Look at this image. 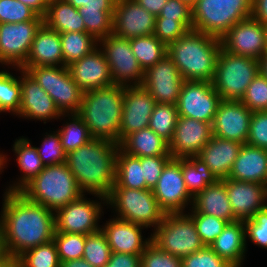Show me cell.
I'll use <instances>...</instances> for the list:
<instances>
[{
    "label": "cell",
    "instance_id": "obj_1",
    "mask_svg": "<svg viewBox=\"0 0 267 267\" xmlns=\"http://www.w3.org/2000/svg\"><path fill=\"white\" fill-rule=\"evenodd\" d=\"M3 201L0 217L4 226L7 252L12 260H16L28 249L54 238L53 210L31 202L21 193L10 192L8 189L3 194Z\"/></svg>",
    "mask_w": 267,
    "mask_h": 267
},
{
    "label": "cell",
    "instance_id": "obj_2",
    "mask_svg": "<svg viewBox=\"0 0 267 267\" xmlns=\"http://www.w3.org/2000/svg\"><path fill=\"white\" fill-rule=\"evenodd\" d=\"M119 143L92 138L66 155V165L83 193L107 198L115 184L116 156Z\"/></svg>",
    "mask_w": 267,
    "mask_h": 267
},
{
    "label": "cell",
    "instance_id": "obj_3",
    "mask_svg": "<svg viewBox=\"0 0 267 267\" xmlns=\"http://www.w3.org/2000/svg\"><path fill=\"white\" fill-rule=\"evenodd\" d=\"M220 49L219 38L191 30L167 46V55L185 81L212 82Z\"/></svg>",
    "mask_w": 267,
    "mask_h": 267
},
{
    "label": "cell",
    "instance_id": "obj_4",
    "mask_svg": "<svg viewBox=\"0 0 267 267\" xmlns=\"http://www.w3.org/2000/svg\"><path fill=\"white\" fill-rule=\"evenodd\" d=\"M124 86L111 85L83 92L77 113L88 126L92 138L119 143Z\"/></svg>",
    "mask_w": 267,
    "mask_h": 267
},
{
    "label": "cell",
    "instance_id": "obj_5",
    "mask_svg": "<svg viewBox=\"0 0 267 267\" xmlns=\"http://www.w3.org/2000/svg\"><path fill=\"white\" fill-rule=\"evenodd\" d=\"M19 193L54 212L83 194L66 163L45 166Z\"/></svg>",
    "mask_w": 267,
    "mask_h": 267
},
{
    "label": "cell",
    "instance_id": "obj_6",
    "mask_svg": "<svg viewBox=\"0 0 267 267\" xmlns=\"http://www.w3.org/2000/svg\"><path fill=\"white\" fill-rule=\"evenodd\" d=\"M251 14L252 0H197L192 7V30L220 39Z\"/></svg>",
    "mask_w": 267,
    "mask_h": 267
},
{
    "label": "cell",
    "instance_id": "obj_7",
    "mask_svg": "<svg viewBox=\"0 0 267 267\" xmlns=\"http://www.w3.org/2000/svg\"><path fill=\"white\" fill-rule=\"evenodd\" d=\"M258 73V59L228 53L221 48L212 85L221 100L240 101Z\"/></svg>",
    "mask_w": 267,
    "mask_h": 267
},
{
    "label": "cell",
    "instance_id": "obj_8",
    "mask_svg": "<svg viewBox=\"0 0 267 267\" xmlns=\"http://www.w3.org/2000/svg\"><path fill=\"white\" fill-rule=\"evenodd\" d=\"M107 206L115 210V217L141 225L145 229H155L165 216L151 189L113 187L107 197Z\"/></svg>",
    "mask_w": 267,
    "mask_h": 267
},
{
    "label": "cell",
    "instance_id": "obj_9",
    "mask_svg": "<svg viewBox=\"0 0 267 267\" xmlns=\"http://www.w3.org/2000/svg\"><path fill=\"white\" fill-rule=\"evenodd\" d=\"M150 237L160 249L180 258L205 246L196 231L193 219L186 212L165 214Z\"/></svg>",
    "mask_w": 267,
    "mask_h": 267
},
{
    "label": "cell",
    "instance_id": "obj_10",
    "mask_svg": "<svg viewBox=\"0 0 267 267\" xmlns=\"http://www.w3.org/2000/svg\"><path fill=\"white\" fill-rule=\"evenodd\" d=\"M26 71L51 96L62 114L79 112L83 91L72 79L67 66H37Z\"/></svg>",
    "mask_w": 267,
    "mask_h": 267
},
{
    "label": "cell",
    "instance_id": "obj_11",
    "mask_svg": "<svg viewBox=\"0 0 267 267\" xmlns=\"http://www.w3.org/2000/svg\"><path fill=\"white\" fill-rule=\"evenodd\" d=\"M91 195L99 198L100 202L96 201L97 199L86 198L83 193L79 198L54 212L56 232L88 235L101 229L98 222L104 213L103 206L107 205V198L97 194Z\"/></svg>",
    "mask_w": 267,
    "mask_h": 267
},
{
    "label": "cell",
    "instance_id": "obj_12",
    "mask_svg": "<svg viewBox=\"0 0 267 267\" xmlns=\"http://www.w3.org/2000/svg\"><path fill=\"white\" fill-rule=\"evenodd\" d=\"M98 46L109 64L113 84L141 86L144 71L132 52L129 39L111 33L98 40Z\"/></svg>",
    "mask_w": 267,
    "mask_h": 267
},
{
    "label": "cell",
    "instance_id": "obj_13",
    "mask_svg": "<svg viewBox=\"0 0 267 267\" xmlns=\"http://www.w3.org/2000/svg\"><path fill=\"white\" fill-rule=\"evenodd\" d=\"M43 17L19 23H0V63L20 68L26 61Z\"/></svg>",
    "mask_w": 267,
    "mask_h": 267
},
{
    "label": "cell",
    "instance_id": "obj_14",
    "mask_svg": "<svg viewBox=\"0 0 267 267\" xmlns=\"http://www.w3.org/2000/svg\"><path fill=\"white\" fill-rule=\"evenodd\" d=\"M221 101L212 82L184 81L176 104L178 116L213 124Z\"/></svg>",
    "mask_w": 267,
    "mask_h": 267
},
{
    "label": "cell",
    "instance_id": "obj_15",
    "mask_svg": "<svg viewBox=\"0 0 267 267\" xmlns=\"http://www.w3.org/2000/svg\"><path fill=\"white\" fill-rule=\"evenodd\" d=\"M152 191L165 214L184 213L187 206L192 205L193 197L186 188L182 173V158H172L166 164Z\"/></svg>",
    "mask_w": 267,
    "mask_h": 267
},
{
    "label": "cell",
    "instance_id": "obj_16",
    "mask_svg": "<svg viewBox=\"0 0 267 267\" xmlns=\"http://www.w3.org/2000/svg\"><path fill=\"white\" fill-rule=\"evenodd\" d=\"M220 40L228 53L259 60L267 52L264 26L252 17L234 24Z\"/></svg>",
    "mask_w": 267,
    "mask_h": 267
},
{
    "label": "cell",
    "instance_id": "obj_17",
    "mask_svg": "<svg viewBox=\"0 0 267 267\" xmlns=\"http://www.w3.org/2000/svg\"><path fill=\"white\" fill-rule=\"evenodd\" d=\"M184 81L174 62L166 55L144 71L141 86L157 103L176 105Z\"/></svg>",
    "mask_w": 267,
    "mask_h": 267
},
{
    "label": "cell",
    "instance_id": "obj_18",
    "mask_svg": "<svg viewBox=\"0 0 267 267\" xmlns=\"http://www.w3.org/2000/svg\"><path fill=\"white\" fill-rule=\"evenodd\" d=\"M156 100L142 86H124L119 144L131 133L147 128Z\"/></svg>",
    "mask_w": 267,
    "mask_h": 267
},
{
    "label": "cell",
    "instance_id": "obj_19",
    "mask_svg": "<svg viewBox=\"0 0 267 267\" xmlns=\"http://www.w3.org/2000/svg\"><path fill=\"white\" fill-rule=\"evenodd\" d=\"M252 111L241 101L222 100L212 124V135L247 143Z\"/></svg>",
    "mask_w": 267,
    "mask_h": 267
},
{
    "label": "cell",
    "instance_id": "obj_20",
    "mask_svg": "<svg viewBox=\"0 0 267 267\" xmlns=\"http://www.w3.org/2000/svg\"><path fill=\"white\" fill-rule=\"evenodd\" d=\"M212 137V124L178 116L175 131L168 143L174 159L197 156Z\"/></svg>",
    "mask_w": 267,
    "mask_h": 267
},
{
    "label": "cell",
    "instance_id": "obj_21",
    "mask_svg": "<svg viewBox=\"0 0 267 267\" xmlns=\"http://www.w3.org/2000/svg\"><path fill=\"white\" fill-rule=\"evenodd\" d=\"M20 71L21 104L16 116L26 119L43 121L60 119L62 113L55 105L51 96L38 84L37 81L25 70Z\"/></svg>",
    "mask_w": 267,
    "mask_h": 267
},
{
    "label": "cell",
    "instance_id": "obj_22",
    "mask_svg": "<svg viewBox=\"0 0 267 267\" xmlns=\"http://www.w3.org/2000/svg\"><path fill=\"white\" fill-rule=\"evenodd\" d=\"M112 33L127 39L154 34L156 17L135 0H116Z\"/></svg>",
    "mask_w": 267,
    "mask_h": 267
},
{
    "label": "cell",
    "instance_id": "obj_23",
    "mask_svg": "<svg viewBox=\"0 0 267 267\" xmlns=\"http://www.w3.org/2000/svg\"><path fill=\"white\" fill-rule=\"evenodd\" d=\"M226 191L234 216L238 220L251 219L267 207V186L254 182L224 179Z\"/></svg>",
    "mask_w": 267,
    "mask_h": 267
},
{
    "label": "cell",
    "instance_id": "obj_24",
    "mask_svg": "<svg viewBox=\"0 0 267 267\" xmlns=\"http://www.w3.org/2000/svg\"><path fill=\"white\" fill-rule=\"evenodd\" d=\"M67 68L83 92L114 85L109 64L99 47L85 57L70 63Z\"/></svg>",
    "mask_w": 267,
    "mask_h": 267
},
{
    "label": "cell",
    "instance_id": "obj_25",
    "mask_svg": "<svg viewBox=\"0 0 267 267\" xmlns=\"http://www.w3.org/2000/svg\"><path fill=\"white\" fill-rule=\"evenodd\" d=\"M101 226L111 252L141 255L151 237L143 238V226L114 217Z\"/></svg>",
    "mask_w": 267,
    "mask_h": 267
},
{
    "label": "cell",
    "instance_id": "obj_26",
    "mask_svg": "<svg viewBox=\"0 0 267 267\" xmlns=\"http://www.w3.org/2000/svg\"><path fill=\"white\" fill-rule=\"evenodd\" d=\"M37 66H65L60 34L44 23L36 32L26 61L20 68L26 71Z\"/></svg>",
    "mask_w": 267,
    "mask_h": 267
},
{
    "label": "cell",
    "instance_id": "obj_27",
    "mask_svg": "<svg viewBox=\"0 0 267 267\" xmlns=\"http://www.w3.org/2000/svg\"><path fill=\"white\" fill-rule=\"evenodd\" d=\"M228 178L267 186V150L243 144Z\"/></svg>",
    "mask_w": 267,
    "mask_h": 267
},
{
    "label": "cell",
    "instance_id": "obj_28",
    "mask_svg": "<svg viewBox=\"0 0 267 267\" xmlns=\"http://www.w3.org/2000/svg\"><path fill=\"white\" fill-rule=\"evenodd\" d=\"M243 144L212 135L197 157L201 159L217 180H224L232 169Z\"/></svg>",
    "mask_w": 267,
    "mask_h": 267
},
{
    "label": "cell",
    "instance_id": "obj_29",
    "mask_svg": "<svg viewBox=\"0 0 267 267\" xmlns=\"http://www.w3.org/2000/svg\"><path fill=\"white\" fill-rule=\"evenodd\" d=\"M220 258L233 267H243L247 251L246 230L243 220L227 223L222 233L209 246Z\"/></svg>",
    "mask_w": 267,
    "mask_h": 267
},
{
    "label": "cell",
    "instance_id": "obj_30",
    "mask_svg": "<svg viewBox=\"0 0 267 267\" xmlns=\"http://www.w3.org/2000/svg\"><path fill=\"white\" fill-rule=\"evenodd\" d=\"M189 208L196 213L218 217L228 223L238 220L232 211L224 180H217L196 194Z\"/></svg>",
    "mask_w": 267,
    "mask_h": 267
},
{
    "label": "cell",
    "instance_id": "obj_31",
    "mask_svg": "<svg viewBox=\"0 0 267 267\" xmlns=\"http://www.w3.org/2000/svg\"><path fill=\"white\" fill-rule=\"evenodd\" d=\"M43 23L60 33L86 32V28L78 11L72 4L64 0H49Z\"/></svg>",
    "mask_w": 267,
    "mask_h": 267
},
{
    "label": "cell",
    "instance_id": "obj_32",
    "mask_svg": "<svg viewBox=\"0 0 267 267\" xmlns=\"http://www.w3.org/2000/svg\"><path fill=\"white\" fill-rule=\"evenodd\" d=\"M119 146L125 153L137 157L171 156L168 142L149 127L129 134Z\"/></svg>",
    "mask_w": 267,
    "mask_h": 267
},
{
    "label": "cell",
    "instance_id": "obj_33",
    "mask_svg": "<svg viewBox=\"0 0 267 267\" xmlns=\"http://www.w3.org/2000/svg\"><path fill=\"white\" fill-rule=\"evenodd\" d=\"M28 138L22 136L16 139L13 144V151L16 155V161L23 175L17 182L7 188L10 192H19L27 183L35 178L45 167L38 151Z\"/></svg>",
    "mask_w": 267,
    "mask_h": 267
},
{
    "label": "cell",
    "instance_id": "obj_34",
    "mask_svg": "<svg viewBox=\"0 0 267 267\" xmlns=\"http://www.w3.org/2000/svg\"><path fill=\"white\" fill-rule=\"evenodd\" d=\"M113 187L146 189L141 157L129 155L119 148L116 156L115 184Z\"/></svg>",
    "mask_w": 267,
    "mask_h": 267
},
{
    "label": "cell",
    "instance_id": "obj_35",
    "mask_svg": "<svg viewBox=\"0 0 267 267\" xmlns=\"http://www.w3.org/2000/svg\"><path fill=\"white\" fill-rule=\"evenodd\" d=\"M182 173L186 188L192 197L217 181L209 167L197 156L182 158Z\"/></svg>",
    "mask_w": 267,
    "mask_h": 267
},
{
    "label": "cell",
    "instance_id": "obj_36",
    "mask_svg": "<svg viewBox=\"0 0 267 267\" xmlns=\"http://www.w3.org/2000/svg\"><path fill=\"white\" fill-rule=\"evenodd\" d=\"M64 65L79 60L98 47V40L86 32L60 33Z\"/></svg>",
    "mask_w": 267,
    "mask_h": 267
},
{
    "label": "cell",
    "instance_id": "obj_37",
    "mask_svg": "<svg viewBox=\"0 0 267 267\" xmlns=\"http://www.w3.org/2000/svg\"><path fill=\"white\" fill-rule=\"evenodd\" d=\"M130 46L143 71L167 55V46L153 34L130 39Z\"/></svg>",
    "mask_w": 267,
    "mask_h": 267
},
{
    "label": "cell",
    "instance_id": "obj_38",
    "mask_svg": "<svg viewBox=\"0 0 267 267\" xmlns=\"http://www.w3.org/2000/svg\"><path fill=\"white\" fill-rule=\"evenodd\" d=\"M62 117L69 118V123H63V127L57 130L66 153L85 145L92 139L88 126L77 113L62 114Z\"/></svg>",
    "mask_w": 267,
    "mask_h": 267
},
{
    "label": "cell",
    "instance_id": "obj_39",
    "mask_svg": "<svg viewBox=\"0 0 267 267\" xmlns=\"http://www.w3.org/2000/svg\"><path fill=\"white\" fill-rule=\"evenodd\" d=\"M20 267H60L57 246L52 239L28 249L15 260Z\"/></svg>",
    "mask_w": 267,
    "mask_h": 267
},
{
    "label": "cell",
    "instance_id": "obj_40",
    "mask_svg": "<svg viewBox=\"0 0 267 267\" xmlns=\"http://www.w3.org/2000/svg\"><path fill=\"white\" fill-rule=\"evenodd\" d=\"M21 104L20 76L0 70V113L17 115Z\"/></svg>",
    "mask_w": 267,
    "mask_h": 267
},
{
    "label": "cell",
    "instance_id": "obj_41",
    "mask_svg": "<svg viewBox=\"0 0 267 267\" xmlns=\"http://www.w3.org/2000/svg\"><path fill=\"white\" fill-rule=\"evenodd\" d=\"M177 119L176 105L157 103L151 114L148 127L169 143L175 131Z\"/></svg>",
    "mask_w": 267,
    "mask_h": 267
},
{
    "label": "cell",
    "instance_id": "obj_42",
    "mask_svg": "<svg viewBox=\"0 0 267 267\" xmlns=\"http://www.w3.org/2000/svg\"><path fill=\"white\" fill-rule=\"evenodd\" d=\"M111 253L107 238L101 229L86 235L83 259L92 267H103L108 264Z\"/></svg>",
    "mask_w": 267,
    "mask_h": 267
},
{
    "label": "cell",
    "instance_id": "obj_43",
    "mask_svg": "<svg viewBox=\"0 0 267 267\" xmlns=\"http://www.w3.org/2000/svg\"><path fill=\"white\" fill-rule=\"evenodd\" d=\"M78 11L83 19L86 33L91 34L96 40L112 33L113 12L84 10V7H79Z\"/></svg>",
    "mask_w": 267,
    "mask_h": 267
},
{
    "label": "cell",
    "instance_id": "obj_44",
    "mask_svg": "<svg viewBox=\"0 0 267 267\" xmlns=\"http://www.w3.org/2000/svg\"><path fill=\"white\" fill-rule=\"evenodd\" d=\"M60 262L82 259L86 235L76 233H54L53 238Z\"/></svg>",
    "mask_w": 267,
    "mask_h": 267
},
{
    "label": "cell",
    "instance_id": "obj_45",
    "mask_svg": "<svg viewBox=\"0 0 267 267\" xmlns=\"http://www.w3.org/2000/svg\"><path fill=\"white\" fill-rule=\"evenodd\" d=\"M188 210H190V213L188 212L187 214L193 219L196 231L199 234L202 243L205 246H210L222 233L228 222L218 217L196 213L191 208Z\"/></svg>",
    "mask_w": 267,
    "mask_h": 267
},
{
    "label": "cell",
    "instance_id": "obj_46",
    "mask_svg": "<svg viewBox=\"0 0 267 267\" xmlns=\"http://www.w3.org/2000/svg\"><path fill=\"white\" fill-rule=\"evenodd\" d=\"M240 101L252 112L267 111V78L258 73Z\"/></svg>",
    "mask_w": 267,
    "mask_h": 267
},
{
    "label": "cell",
    "instance_id": "obj_47",
    "mask_svg": "<svg viewBox=\"0 0 267 267\" xmlns=\"http://www.w3.org/2000/svg\"><path fill=\"white\" fill-rule=\"evenodd\" d=\"M36 149L45 166L66 163L67 153L57 131H53L50 134L46 132L41 146L36 147Z\"/></svg>",
    "mask_w": 267,
    "mask_h": 267
},
{
    "label": "cell",
    "instance_id": "obj_48",
    "mask_svg": "<svg viewBox=\"0 0 267 267\" xmlns=\"http://www.w3.org/2000/svg\"><path fill=\"white\" fill-rule=\"evenodd\" d=\"M39 16L18 0H0V23L36 20Z\"/></svg>",
    "mask_w": 267,
    "mask_h": 267
},
{
    "label": "cell",
    "instance_id": "obj_49",
    "mask_svg": "<svg viewBox=\"0 0 267 267\" xmlns=\"http://www.w3.org/2000/svg\"><path fill=\"white\" fill-rule=\"evenodd\" d=\"M141 267H182V258L160 249L150 241L141 254Z\"/></svg>",
    "mask_w": 267,
    "mask_h": 267
},
{
    "label": "cell",
    "instance_id": "obj_50",
    "mask_svg": "<svg viewBox=\"0 0 267 267\" xmlns=\"http://www.w3.org/2000/svg\"><path fill=\"white\" fill-rule=\"evenodd\" d=\"M246 241L267 249V207L245 220Z\"/></svg>",
    "mask_w": 267,
    "mask_h": 267
},
{
    "label": "cell",
    "instance_id": "obj_51",
    "mask_svg": "<svg viewBox=\"0 0 267 267\" xmlns=\"http://www.w3.org/2000/svg\"><path fill=\"white\" fill-rule=\"evenodd\" d=\"M189 30L179 21L156 17L154 36L168 46L184 36Z\"/></svg>",
    "mask_w": 267,
    "mask_h": 267
},
{
    "label": "cell",
    "instance_id": "obj_52",
    "mask_svg": "<svg viewBox=\"0 0 267 267\" xmlns=\"http://www.w3.org/2000/svg\"><path fill=\"white\" fill-rule=\"evenodd\" d=\"M182 267H233L209 246L182 258Z\"/></svg>",
    "mask_w": 267,
    "mask_h": 267
},
{
    "label": "cell",
    "instance_id": "obj_53",
    "mask_svg": "<svg viewBox=\"0 0 267 267\" xmlns=\"http://www.w3.org/2000/svg\"><path fill=\"white\" fill-rule=\"evenodd\" d=\"M247 144L267 150V111L252 112Z\"/></svg>",
    "mask_w": 267,
    "mask_h": 267
},
{
    "label": "cell",
    "instance_id": "obj_54",
    "mask_svg": "<svg viewBox=\"0 0 267 267\" xmlns=\"http://www.w3.org/2000/svg\"><path fill=\"white\" fill-rule=\"evenodd\" d=\"M172 156H148L141 157V166L146 180V189H153L166 164L172 159Z\"/></svg>",
    "mask_w": 267,
    "mask_h": 267
},
{
    "label": "cell",
    "instance_id": "obj_55",
    "mask_svg": "<svg viewBox=\"0 0 267 267\" xmlns=\"http://www.w3.org/2000/svg\"><path fill=\"white\" fill-rule=\"evenodd\" d=\"M158 17L179 20L189 31L192 30V8L180 0H168Z\"/></svg>",
    "mask_w": 267,
    "mask_h": 267
},
{
    "label": "cell",
    "instance_id": "obj_56",
    "mask_svg": "<svg viewBox=\"0 0 267 267\" xmlns=\"http://www.w3.org/2000/svg\"><path fill=\"white\" fill-rule=\"evenodd\" d=\"M109 263L114 267H141V255L112 252Z\"/></svg>",
    "mask_w": 267,
    "mask_h": 267
},
{
    "label": "cell",
    "instance_id": "obj_57",
    "mask_svg": "<svg viewBox=\"0 0 267 267\" xmlns=\"http://www.w3.org/2000/svg\"><path fill=\"white\" fill-rule=\"evenodd\" d=\"M251 17L263 26L267 25V0H252Z\"/></svg>",
    "mask_w": 267,
    "mask_h": 267
},
{
    "label": "cell",
    "instance_id": "obj_58",
    "mask_svg": "<svg viewBox=\"0 0 267 267\" xmlns=\"http://www.w3.org/2000/svg\"><path fill=\"white\" fill-rule=\"evenodd\" d=\"M116 0H89L83 7L84 10H103L114 12Z\"/></svg>",
    "mask_w": 267,
    "mask_h": 267
},
{
    "label": "cell",
    "instance_id": "obj_59",
    "mask_svg": "<svg viewBox=\"0 0 267 267\" xmlns=\"http://www.w3.org/2000/svg\"><path fill=\"white\" fill-rule=\"evenodd\" d=\"M141 7L158 17L168 0H135Z\"/></svg>",
    "mask_w": 267,
    "mask_h": 267
},
{
    "label": "cell",
    "instance_id": "obj_60",
    "mask_svg": "<svg viewBox=\"0 0 267 267\" xmlns=\"http://www.w3.org/2000/svg\"><path fill=\"white\" fill-rule=\"evenodd\" d=\"M31 8L38 16L43 17L46 13L49 0H18Z\"/></svg>",
    "mask_w": 267,
    "mask_h": 267
},
{
    "label": "cell",
    "instance_id": "obj_61",
    "mask_svg": "<svg viewBox=\"0 0 267 267\" xmlns=\"http://www.w3.org/2000/svg\"><path fill=\"white\" fill-rule=\"evenodd\" d=\"M11 261L12 259L8 255L6 244H5L4 226H3L2 219L0 217V266L8 264Z\"/></svg>",
    "mask_w": 267,
    "mask_h": 267
},
{
    "label": "cell",
    "instance_id": "obj_62",
    "mask_svg": "<svg viewBox=\"0 0 267 267\" xmlns=\"http://www.w3.org/2000/svg\"><path fill=\"white\" fill-rule=\"evenodd\" d=\"M60 267H92V266L82 258V259H74L61 262Z\"/></svg>",
    "mask_w": 267,
    "mask_h": 267
},
{
    "label": "cell",
    "instance_id": "obj_63",
    "mask_svg": "<svg viewBox=\"0 0 267 267\" xmlns=\"http://www.w3.org/2000/svg\"><path fill=\"white\" fill-rule=\"evenodd\" d=\"M259 73L267 78V52L258 60Z\"/></svg>",
    "mask_w": 267,
    "mask_h": 267
},
{
    "label": "cell",
    "instance_id": "obj_64",
    "mask_svg": "<svg viewBox=\"0 0 267 267\" xmlns=\"http://www.w3.org/2000/svg\"><path fill=\"white\" fill-rule=\"evenodd\" d=\"M72 4L75 8L83 7L89 0H64Z\"/></svg>",
    "mask_w": 267,
    "mask_h": 267
},
{
    "label": "cell",
    "instance_id": "obj_65",
    "mask_svg": "<svg viewBox=\"0 0 267 267\" xmlns=\"http://www.w3.org/2000/svg\"><path fill=\"white\" fill-rule=\"evenodd\" d=\"M7 161V156L3 153H0V174L3 172V169L6 168L5 164L7 165Z\"/></svg>",
    "mask_w": 267,
    "mask_h": 267
},
{
    "label": "cell",
    "instance_id": "obj_66",
    "mask_svg": "<svg viewBox=\"0 0 267 267\" xmlns=\"http://www.w3.org/2000/svg\"><path fill=\"white\" fill-rule=\"evenodd\" d=\"M0 267H20V266L15 260H12L10 263L2 265Z\"/></svg>",
    "mask_w": 267,
    "mask_h": 267
},
{
    "label": "cell",
    "instance_id": "obj_67",
    "mask_svg": "<svg viewBox=\"0 0 267 267\" xmlns=\"http://www.w3.org/2000/svg\"><path fill=\"white\" fill-rule=\"evenodd\" d=\"M184 3H186L187 5H189L191 8L197 3V0H180Z\"/></svg>",
    "mask_w": 267,
    "mask_h": 267
},
{
    "label": "cell",
    "instance_id": "obj_68",
    "mask_svg": "<svg viewBox=\"0 0 267 267\" xmlns=\"http://www.w3.org/2000/svg\"><path fill=\"white\" fill-rule=\"evenodd\" d=\"M265 29V35H266V40H267V25L264 26Z\"/></svg>",
    "mask_w": 267,
    "mask_h": 267
},
{
    "label": "cell",
    "instance_id": "obj_69",
    "mask_svg": "<svg viewBox=\"0 0 267 267\" xmlns=\"http://www.w3.org/2000/svg\"><path fill=\"white\" fill-rule=\"evenodd\" d=\"M103 267H114L112 264L108 263L106 265H104Z\"/></svg>",
    "mask_w": 267,
    "mask_h": 267
}]
</instances>
